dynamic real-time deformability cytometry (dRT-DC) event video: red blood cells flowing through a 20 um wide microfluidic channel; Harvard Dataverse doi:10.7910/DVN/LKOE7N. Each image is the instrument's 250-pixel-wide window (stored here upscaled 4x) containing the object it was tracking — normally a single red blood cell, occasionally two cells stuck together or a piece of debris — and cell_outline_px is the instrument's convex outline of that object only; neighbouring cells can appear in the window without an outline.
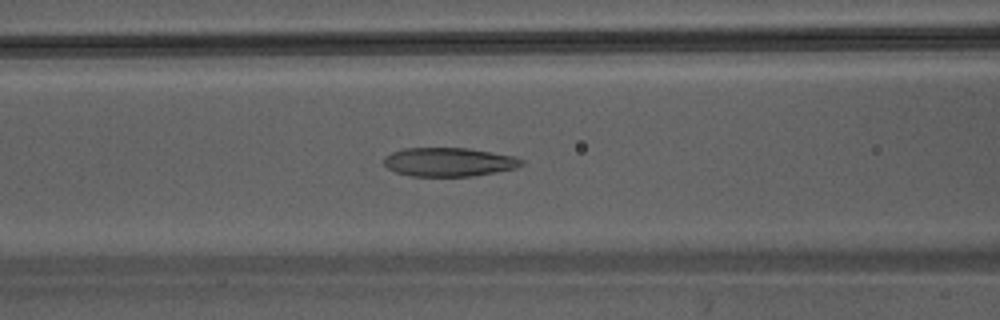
{"species": "Egyptian fruit bat (a non-hibernating species)", "species_latin": "Rousettus aegyptiacus", "temperature_condition": "warm", "stored_images_in_passage": 41, "camera_frame_rate_fps": 3000, "um_per_image_px": 0.085, "animal": {"sex": "male"}, "frame": {"image": 1, "passage_image": 15, "time_ms": 4.667, "image_size_px": [1000, 320], "cell_outline_px": [[524, 164], [516, 168], [496, 172], [472, 176], [412, 176], [396, 172], [388, 168], [384, 164], [384, 156], [392, 152], [404, 148], [468, 148], [516, 156], [524, 160]], "centroid_in_image_um": [38.18, 13.76], "position_along_channel_um": 128.4, "area_um2": 23.18}}
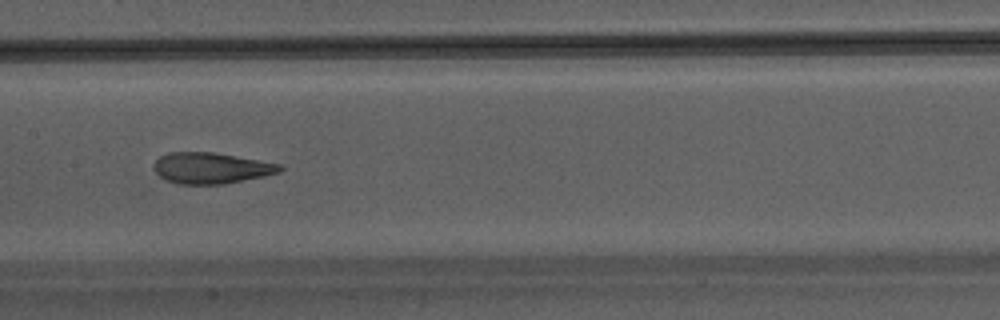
{"frame": {"image": 2, "passage_image": 19, "time_ms": 6.0, "image_size_px": [1000, 320], "cell_outline_px": [[284, 168], [280, 172], [264, 176], [224, 184], [180, 184], [164, 180], [156, 172], [152, 164], [160, 156], [168, 152], [212, 152], [280, 164]], "centroid_in_image_um": [17.91, 14.29], "position_along_channel_um": 189.5, "area_um2": 22.72}}
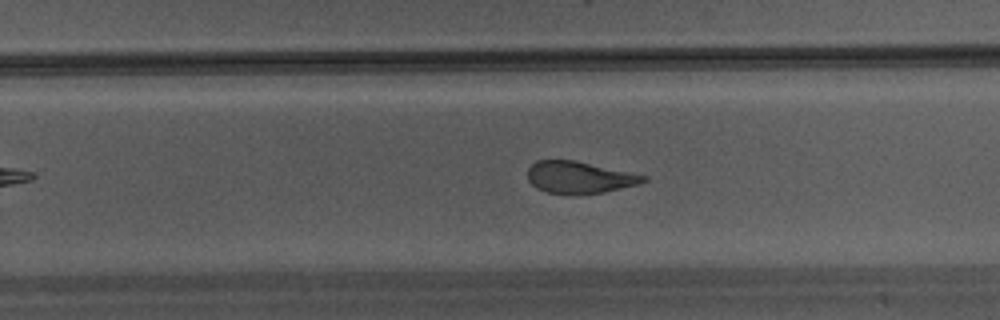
{"frame": {"image": 3, "passage_image": 25, "time_ms": 8.0, "image_size_px": [1000, 320], "cell_outline_px": [[648, 180], [636, 184], [604, 192], [580, 196], [572, 196], [548, 192], [536, 188], [528, 180], [528, 168], [536, 160], [576, 160], [648, 176]], "centroid_in_image_um": [49.22, 15.09], "position_along_channel_um": 280.6, "area_um2": 21.85}}